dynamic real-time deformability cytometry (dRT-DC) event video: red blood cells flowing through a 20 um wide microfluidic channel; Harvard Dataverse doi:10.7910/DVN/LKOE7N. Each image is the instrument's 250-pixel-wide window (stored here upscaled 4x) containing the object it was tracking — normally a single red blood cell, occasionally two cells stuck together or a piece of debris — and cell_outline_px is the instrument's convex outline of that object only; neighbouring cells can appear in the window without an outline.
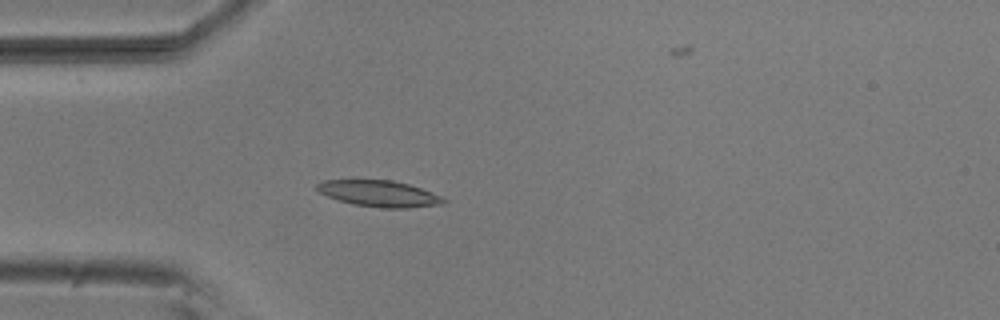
{"species": "common noctule bat (a hibernating species)", "species_latin": "Nyctalus noctula", "temperature_condition": "room temperature", "stored_images_in_passage": 54, "camera_frame_rate_fps": 3000, "um_per_image_px": 0.085, "animal": {"sex": "male", "body_mass_g": 20.5, "forearm_length_mm": 52.5}, "frame": {"image": 1, "passage_image": 15, "time_ms": 4.667, "image_size_px": [1000, 320], "cell_outline_px": [[448, 200], [444, 204], [408, 208], [380, 208], [352, 204], [328, 196], [320, 192], [316, 188], [316, 184], [320, 180], [392, 180], [408, 184], [432, 192]], "centroid_in_image_um": [32.24, 16.46], "position_along_channel_um": 52.8, "area_um2": 19.36}}
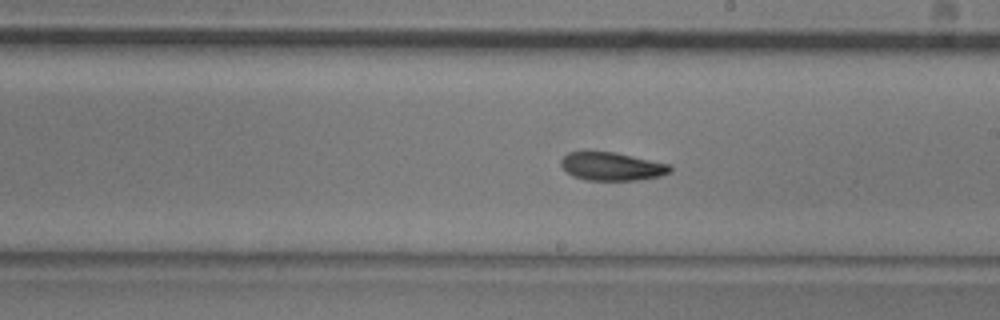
{"frame": {"image": 2, "passage_image": 30, "time_ms": 9.667, "image_size_px": [1000, 320], "cell_outline_px": [[672, 172], [660, 176], [636, 180], [584, 180], [572, 176], [560, 164], [560, 160], [568, 152], [616, 152], [672, 164]], "centroid_in_image_um": [52.05, 14.14], "position_along_channel_um": 236.9, "area_um2": 18.09}}
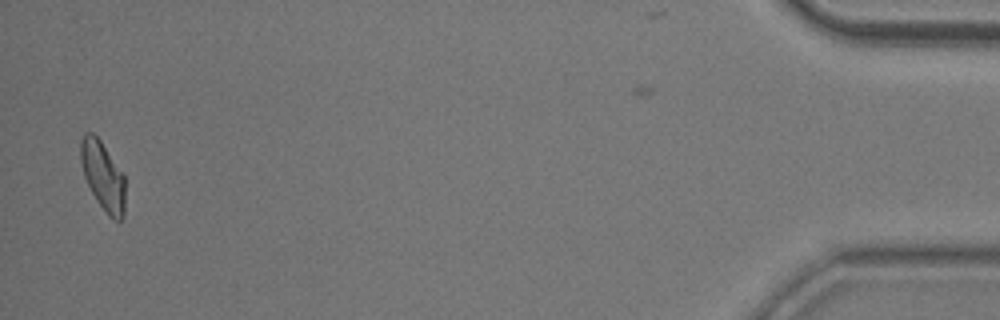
{"frame": {"image": 3, "passage_image": 52, "time_ms": 17.0, "image_size_px": [1000, 320], "cell_outline_px": [[124, 216], [120, 220], [112, 220], [108, 216], [96, 200], [84, 176], [80, 160], [80, 140], [84, 132], [92, 132], [100, 140], [124, 176]], "centroid_in_image_um": [8.72, 14.95], "position_along_channel_um": 426.5, "area_um2": 17.69}, "authors_computed_cell_mechanics": {"area_um2": 18.4671, "velocity_mm_per_s": 3.8126, "shape_relaxation_time_tau1_ms": 7.4211, "shape_relaxation_time_tau2_ms": 9.5596, "deformation_change_tau1": 0.1975, "deformation_change_tau2": 0.1432}}